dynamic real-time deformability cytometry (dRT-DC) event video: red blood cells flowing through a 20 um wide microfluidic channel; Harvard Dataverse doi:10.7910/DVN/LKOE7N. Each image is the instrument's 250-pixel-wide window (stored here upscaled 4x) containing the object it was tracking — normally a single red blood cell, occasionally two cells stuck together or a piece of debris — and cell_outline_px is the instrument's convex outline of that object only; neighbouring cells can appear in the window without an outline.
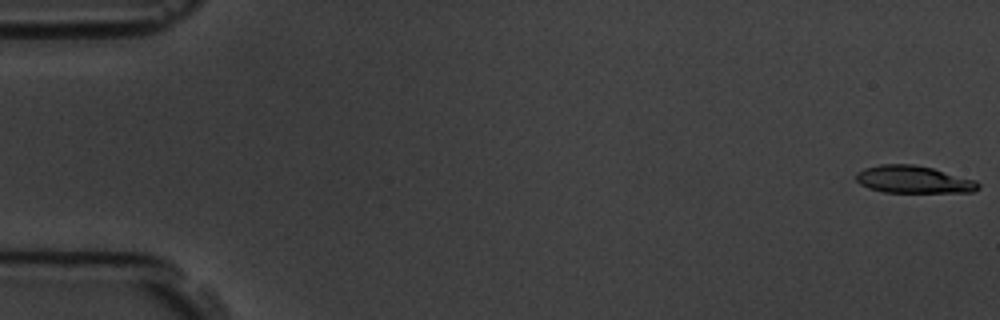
{"species": "common noctule bat (a hibernating species)", "species_latin": "Nyctalus noctula", "temperature_condition": "room temperature", "stored_images_in_passage": 6, "camera_frame_rate_fps": 3000, "um_per_image_px": 0.085, "animal": {"sex": "male", "body_mass_g": 19.5, "forearm_length_mm": 54.6}, "frame": {"image": 1, "passage_image": 1, "time_ms": 0.0, "image_size_px": [1000, 320], "cell_outline_px": [[980, 188], [972, 192], [884, 192], [868, 188], [860, 184], [856, 180], [856, 172], [864, 168], [880, 164], [912, 164], [932, 168], [976, 180], [980, 184]], "centroid_in_image_um": [77.64, 15.26], "position_along_channel_um": 7.4, "area_um2": 19.54}}
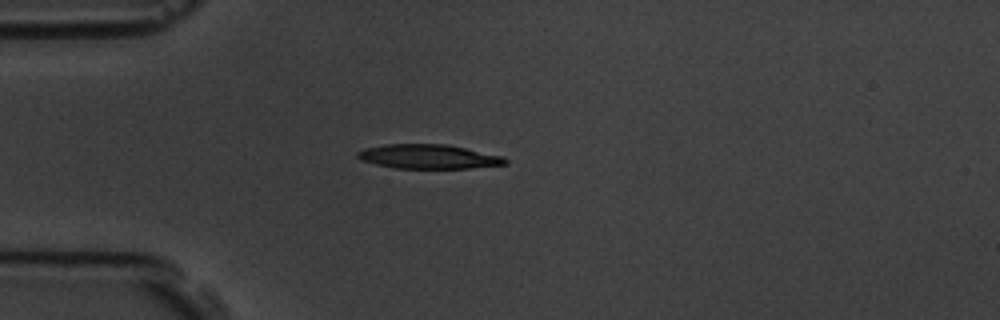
{"frame": {"image": 2, "passage_image": 5, "time_ms": 4.667, "image_size_px": [1000, 320], "cell_outline_px": [[508, 164], [468, 168], [396, 168], [376, 164], [360, 160], [356, 156], [356, 152], [364, 148], [384, 144], [448, 144], [504, 156], [508, 160]], "centroid_in_image_um": [36.43, 13.3], "position_along_channel_um": 48.6, "area_um2": 21.04}}